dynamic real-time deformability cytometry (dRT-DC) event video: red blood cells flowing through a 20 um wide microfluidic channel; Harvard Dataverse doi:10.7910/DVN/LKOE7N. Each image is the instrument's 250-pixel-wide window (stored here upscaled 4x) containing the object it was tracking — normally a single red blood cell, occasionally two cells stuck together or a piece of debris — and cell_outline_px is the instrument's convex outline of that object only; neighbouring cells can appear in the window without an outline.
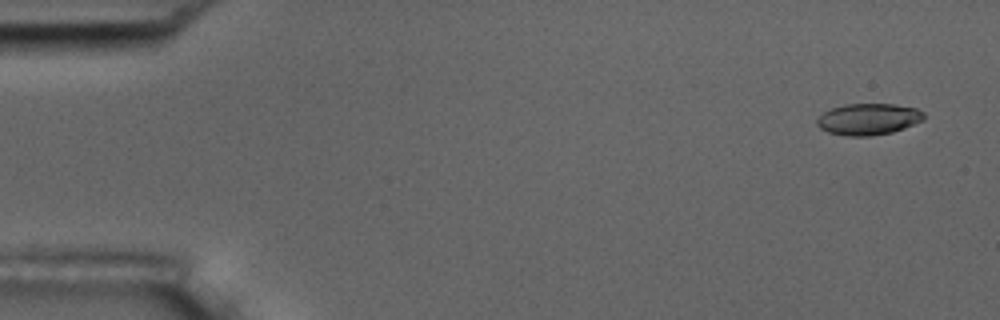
{"species": "common noctule bat (a hibernating species)", "species_latin": "Nyctalus noctula", "temperature_condition": "room temperature", "stored_images_in_passage": 5, "camera_frame_rate_fps": 3000, "um_per_image_px": 0.085, "animal": {"sex": "male", "body_mass_g": 17.5, "forearm_length_mm": 52.3}, "frame": {"image": 1, "passage_image": 1, "time_ms": 0.0, "image_size_px": [1000, 320], "cell_outline_px": [[924, 120], [904, 128], [892, 132], [872, 136], [844, 136], [828, 132], [820, 128], [816, 124], [816, 120], [824, 112], [832, 108], [844, 104], [896, 104], [916, 108], [924, 112]], "centroid_in_image_um": [73.82, 10.13], "position_along_channel_um": 11.2, "area_um2": 19.71}}
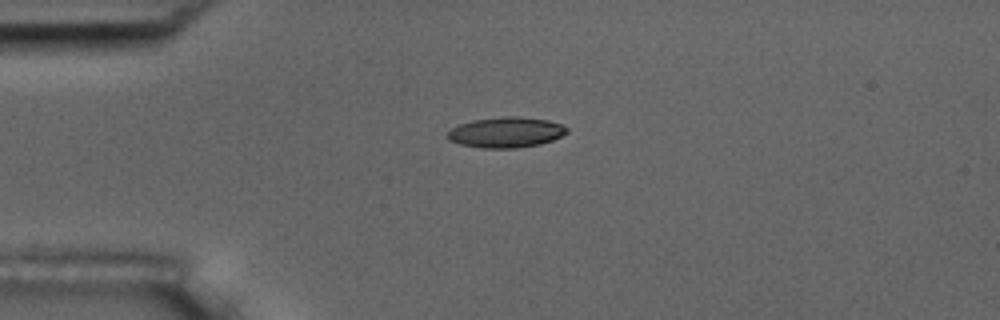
{"frame": {"image": 2, "passage_image": 4, "time_ms": 3.667, "image_size_px": [1000, 320], "cell_outline_px": [[568, 132], [552, 140], [540, 144], [516, 148], [480, 148], [460, 144], [448, 140], [448, 132], [452, 128], [460, 124], [476, 120], [504, 116], [516, 116], [548, 120], [560, 124], [568, 128]], "centroid_in_image_um": [43.02, 11.25], "position_along_channel_um": 42.0, "area_um2": 21.04}}